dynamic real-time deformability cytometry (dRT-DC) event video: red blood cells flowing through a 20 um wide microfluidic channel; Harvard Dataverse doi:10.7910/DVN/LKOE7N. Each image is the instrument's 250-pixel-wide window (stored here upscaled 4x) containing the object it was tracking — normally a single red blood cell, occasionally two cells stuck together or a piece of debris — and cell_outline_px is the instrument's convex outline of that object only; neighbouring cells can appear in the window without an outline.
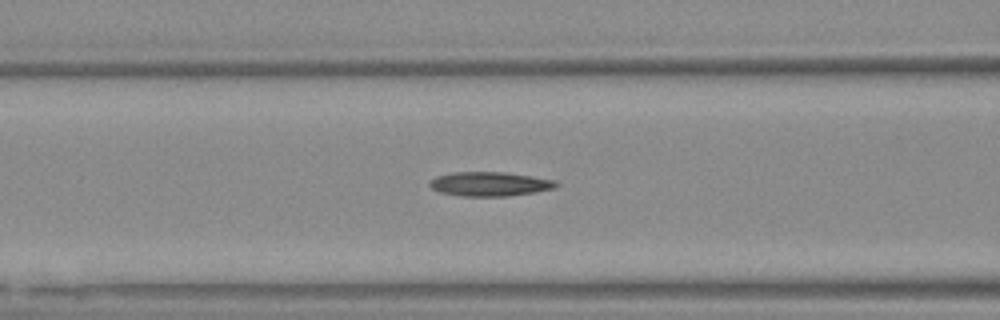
{"species": "Egyptian fruit bat (a non-hibernating species)", "species_latin": "Rousettus aegyptiacus", "temperature_condition": "warm", "stored_images_in_passage": 38, "camera_frame_rate_fps": 3000, "um_per_image_px": 0.085, "animal": {"sex": "female"}, "frame": {"image": 1, "passage_image": 5, "time_ms": 1.333, "image_size_px": [1000, 320], "cell_outline_px": [[560, 184], [552, 188], [536, 192], [504, 196], [464, 196], [440, 192], [432, 188], [428, 184], [436, 176], [452, 172], [504, 172], [532, 176], [556, 180]], "centroid_in_image_um": [41.64, 15.63], "position_along_channel_um": 125.0, "area_um2": 17.74}}
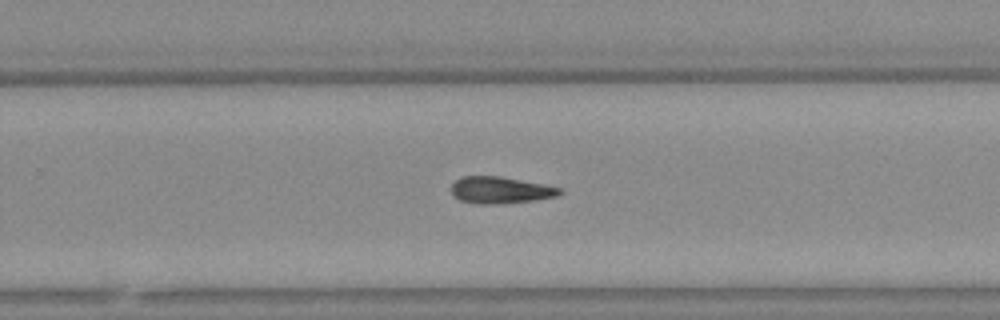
{"frame": {"image": 2, "passage_image": 18, "time_ms": 5.667, "image_size_px": [1000, 320], "cell_outline_px": [[564, 192], [556, 196], [532, 200], [496, 204], [476, 204], [460, 200], [452, 192], [452, 184], [456, 180], [464, 176], [500, 176], [544, 184], [560, 188]], "centroid_in_image_um": [42.54, 16.15], "position_along_channel_um": 287.3, "area_um2": 16.7}}
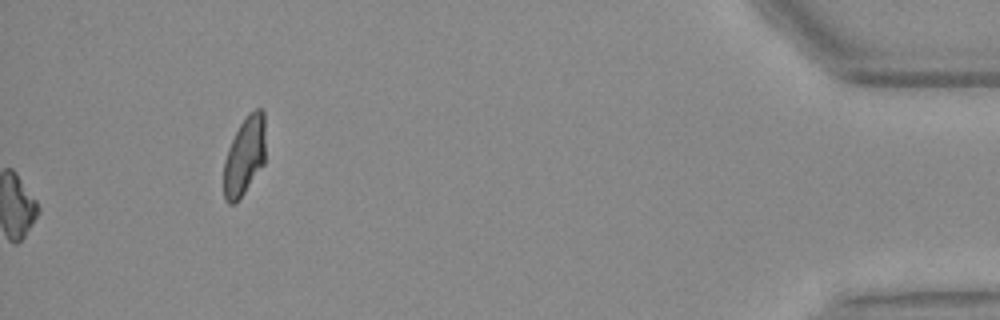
{"frame": {"image": 3, "passage_image": 38, "time_ms": 12.333, "image_size_px": [1000, 320], "cell_outline_px": [[264, 164], [244, 192], [232, 204], [228, 204], [224, 200], [224, 160], [228, 148], [240, 124], [256, 108], [260, 108], [264, 112]], "centroid_in_image_um": [20.77, 13.28], "position_along_channel_um": 414.4, "area_um2": 18.67}}